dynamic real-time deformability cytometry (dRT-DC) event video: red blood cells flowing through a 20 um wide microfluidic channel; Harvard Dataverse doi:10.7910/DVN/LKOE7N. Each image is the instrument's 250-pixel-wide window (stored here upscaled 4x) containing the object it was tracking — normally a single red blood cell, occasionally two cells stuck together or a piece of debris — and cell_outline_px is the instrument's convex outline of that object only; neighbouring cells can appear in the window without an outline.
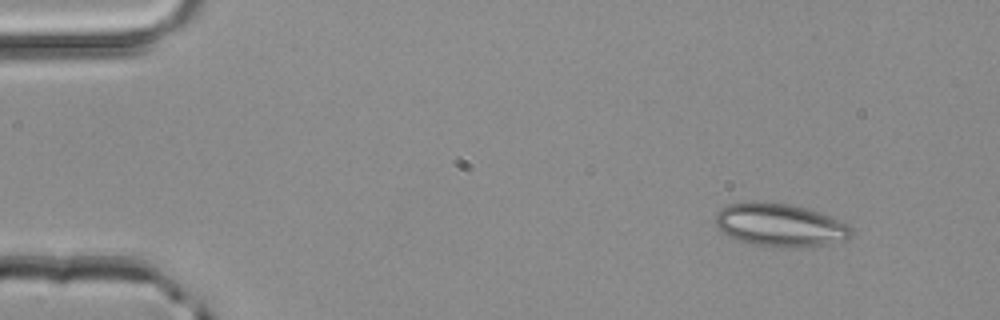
{"species": "common noctule bat (a hibernating species)", "species_latin": "Nyctalus noctula", "temperature_condition": "room temperature", "stored_images_in_passage": 4, "camera_frame_rate_fps": 3000, "um_per_image_px": 0.085, "animal": {"sex": "male", "body_mass_g": 20.4}, "frame": {"image": 1, "passage_image": 1, "time_ms": 0.0, "image_size_px": [1000, 320], "cell_outline_px": [[852, 232], [848, 236], [832, 244], [804, 248], [772, 248], [748, 244], [736, 240], [728, 236], [712, 220], [716, 212], [720, 208], [728, 204], [744, 200], [752, 200], [788, 204], [804, 208], [840, 220], [848, 224], [852, 228]], "centroid_in_image_um": [66.21, 19.14], "position_along_channel_um": 18.8, "area_um2": 34.85}}
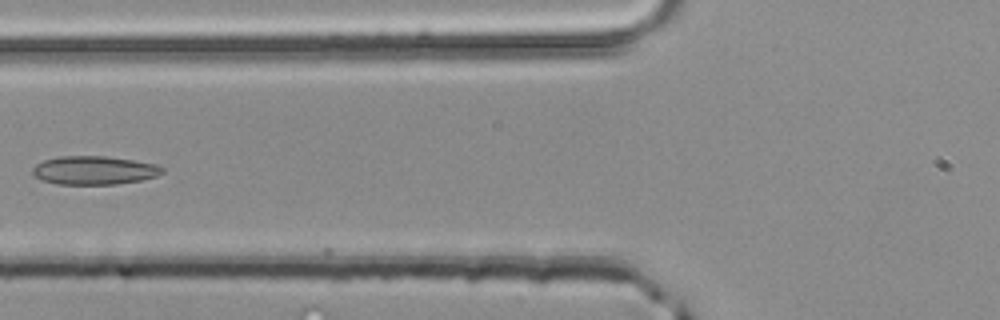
{"frame": {"image": 2, "passage_image": 4, "time_ms": 1.0, "image_size_px": [1000, 320], "cell_outline_px": [[164, 172], [156, 176], [140, 180], [116, 184], [56, 184], [44, 180], [36, 176], [32, 172], [32, 168], [36, 164], [44, 160], [60, 156], [104, 156], [132, 160], [156, 164], [164, 168]], "centroid_in_image_um": [8.01, 14.47], "position_along_channel_um": 117.8, "area_um2": 21.39}}